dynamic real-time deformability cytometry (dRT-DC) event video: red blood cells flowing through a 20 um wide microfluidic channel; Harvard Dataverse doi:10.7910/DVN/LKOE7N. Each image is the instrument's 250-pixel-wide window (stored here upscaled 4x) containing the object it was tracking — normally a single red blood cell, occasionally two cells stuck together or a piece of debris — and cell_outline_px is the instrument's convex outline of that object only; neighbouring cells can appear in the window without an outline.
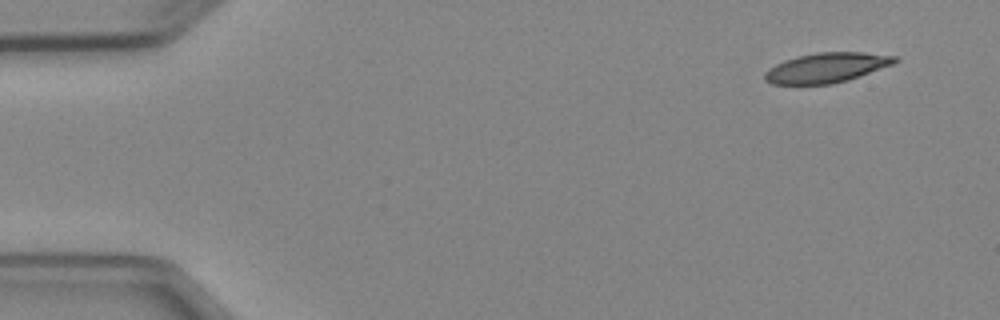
{"species": "Egyptian fruit bat (a non-hibernating species)", "species_latin": "Rousettus aegyptiacus", "temperature_condition": "cold", "stored_images_in_passage": 4, "camera_frame_rate_fps": 3000, "um_per_image_px": 0.085, "animal": {"sex": "female"}, "frame": {"image": 1, "passage_image": 1, "time_ms": 0.0, "image_size_px": [1000, 320], "cell_outline_px": [[900, 60], [892, 64], [848, 80], [832, 84], [772, 84], [764, 80], [764, 72], [768, 68], [784, 60], [796, 56], [816, 52], [864, 52], [900, 56]], "centroid_in_image_um": [70.25, 5.74], "position_along_channel_um": 14.7, "area_um2": 22.77}}
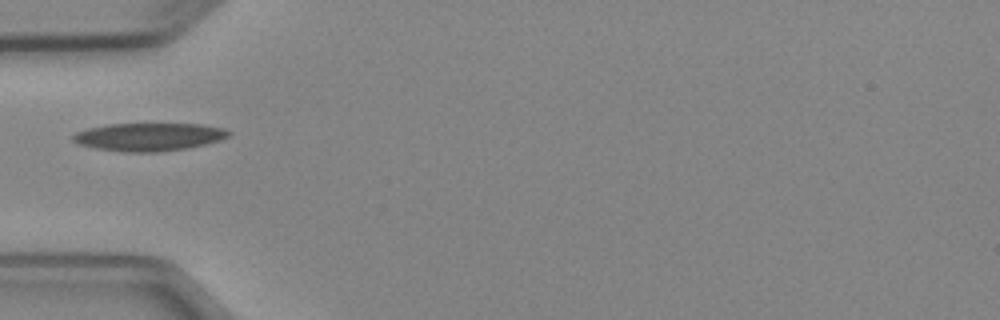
{"frame": {"image": 2, "passage_image": 4, "time_ms": 4.333, "image_size_px": [1000, 320], "cell_outline_px": [[232, 132], [228, 136], [220, 140], [188, 148], [156, 152], [124, 152], [96, 148], [80, 144], [72, 140], [72, 136], [76, 132], [88, 128], [108, 124], [200, 124], [224, 128]], "centroid_in_image_um": [12.66, 11.63], "position_along_channel_um": 72.3, "area_um2": 25.26}}